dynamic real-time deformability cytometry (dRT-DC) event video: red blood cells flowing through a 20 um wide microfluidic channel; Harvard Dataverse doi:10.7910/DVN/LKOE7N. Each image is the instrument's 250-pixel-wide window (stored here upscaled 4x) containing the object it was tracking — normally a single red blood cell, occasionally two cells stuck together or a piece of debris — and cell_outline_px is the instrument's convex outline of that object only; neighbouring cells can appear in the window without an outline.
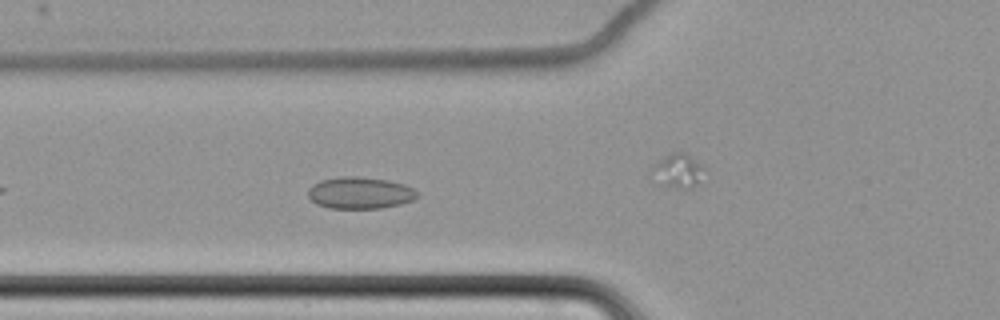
{"species": "common noctule bat (a hibernating species)", "species_latin": "Nyctalus noctula", "temperature_condition": "cold", "stored_images_in_passage": 40, "camera_frame_rate_fps": 3000, "um_per_image_px": 0.085, "animal": {"sex": "female", "body_mass_g": 22.7, "forearm_length_mm": 54.2}, "frame": {"image": 1, "passage_image": 8, "time_ms": 2.333, "image_size_px": [1000, 320], "cell_outline_px": [[420, 196], [412, 200], [400, 204], [380, 208], [328, 208], [316, 204], [308, 196], [308, 188], [312, 184], [320, 180], [340, 176], [356, 176], [388, 180], [404, 184], [416, 188], [420, 192]], "centroid_in_image_um": [30.62, 16.38], "position_along_channel_um": 95.2, "area_um2": 20.52}}
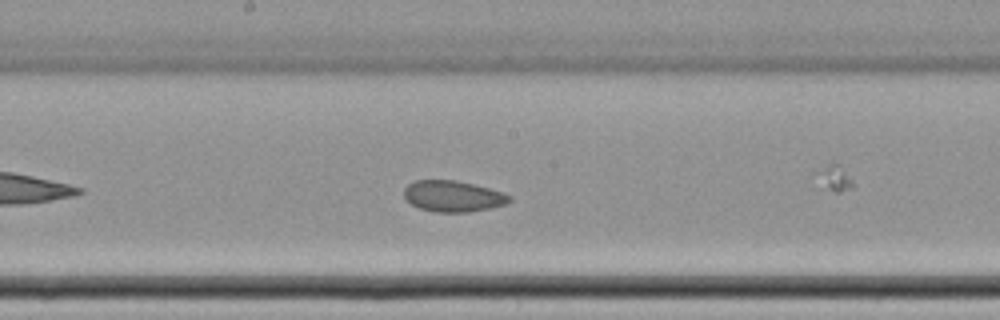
{"frame": {"image": 2, "passage_image": 18, "time_ms": 5.667, "image_size_px": [1000, 320], "cell_outline_px": [[512, 200], [504, 204], [488, 208], [468, 212], [436, 212], [420, 208], [412, 204], [404, 196], [404, 188], [408, 184], [416, 180], [456, 180], [504, 192], [512, 196]], "centroid_in_image_um": [38.51, 16.67], "position_along_channel_um": 209.7, "area_um2": 18.96}}
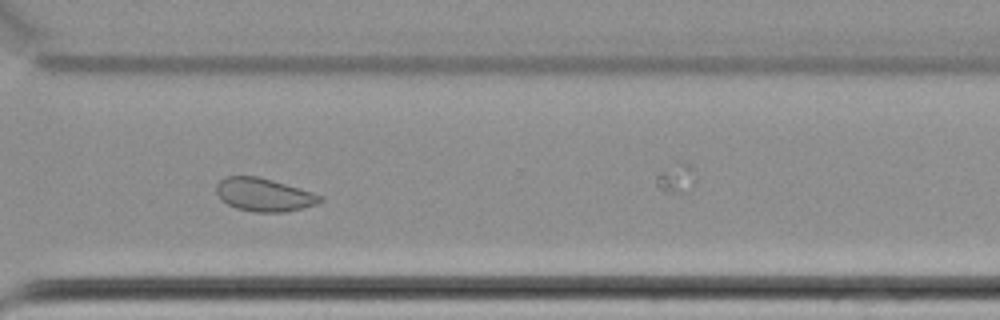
{"frame": {"image": 3, "passage_image": 30, "time_ms": 9.667, "image_size_px": [1000, 320], "cell_outline_px": [[324, 200], [316, 204], [284, 212], [252, 212], [236, 208], [228, 204], [216, 192], [216, 184], [220, 180], [228, 176], [256, 176], [272, 180], [312, 192], [324, 196]], "centroid_in_image_um": [22.45, 16.55], "position_along_channel_um": 348.2, "area_um2": 19.83}, "authors_computed_cell_mechanics": {"area_um2": 19.7965, "velocity_mm_per_s": 3.4472, "shape_relaxation_time_tau1_ms": null, "shape_relaxation_time_tau2_ms": 4.7679, "deformation_change_tau1": null, "deformation_change_tau2": 0.0673}}